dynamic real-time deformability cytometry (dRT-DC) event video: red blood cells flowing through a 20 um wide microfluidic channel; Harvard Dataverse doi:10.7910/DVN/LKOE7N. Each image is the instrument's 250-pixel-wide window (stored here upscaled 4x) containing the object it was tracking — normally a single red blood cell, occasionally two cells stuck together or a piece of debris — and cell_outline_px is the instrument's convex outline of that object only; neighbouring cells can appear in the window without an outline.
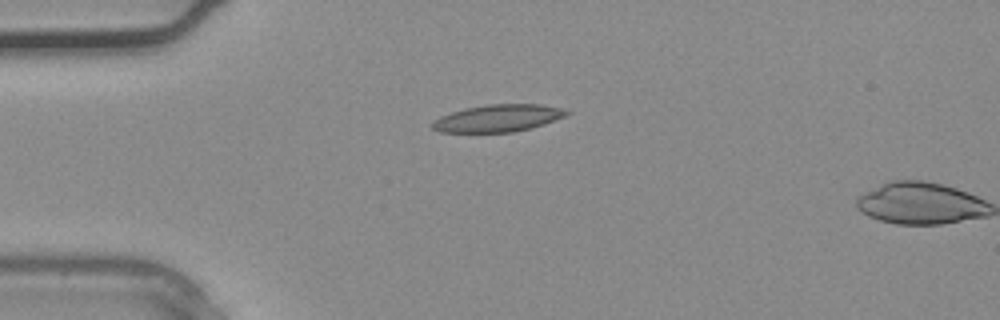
{"species": "common noctule bat (a hibernating species)", "species_latin": "Nyctalus noctula", "temperature_condition": "warm", "stored_images_in_passage": 2, "camera_frame_rate_fps": 3000, "um_per_image_px": 0.085, "animal": {"sex": "male", "body_mass_g": 20.4}, "frame": {"image": 1, "passage_image": 1, "time_ms": 0.0, "image_size_px": [1000, 320], "cell_outline_px": [[572, 112], [564, 116], [544, 124], [532, 128], [512, 132], [440, 132], [432, 128], [432, 120], [440, 116], [464, 108], [488, 104], [540, 104], [560, 108]], "centroid_in_image_um": [42.31, 10.04], "position_along_channel_um": 42.7, "area_um2": 21.27}}